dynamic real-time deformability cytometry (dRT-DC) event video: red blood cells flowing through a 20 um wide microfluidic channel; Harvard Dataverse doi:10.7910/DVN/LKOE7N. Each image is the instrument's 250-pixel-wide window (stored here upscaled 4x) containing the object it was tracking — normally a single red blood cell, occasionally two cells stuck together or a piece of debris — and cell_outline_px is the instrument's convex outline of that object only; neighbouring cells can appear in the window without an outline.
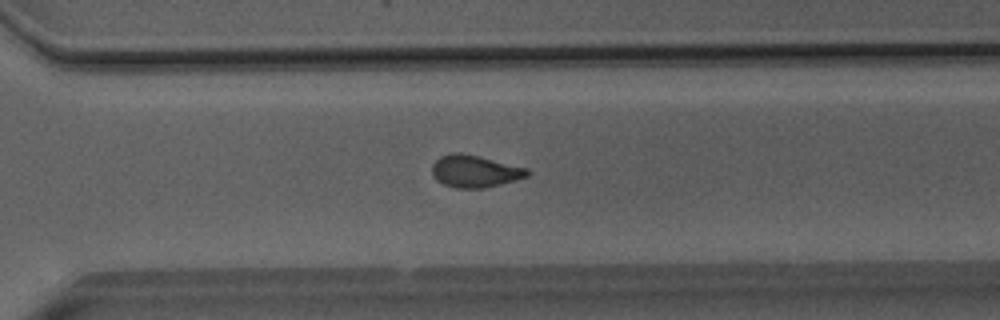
{"species": "Egyptian fruit bat (a non-hibernating species)", "species_latin": "Rousettus aegyptiacus", "temperature_condition": "room temperature", "stored_images_in_passage": 49, "camera_frame_rate_fps": 3000, "um_per_image_px": 0.085, "animal": {"sex": "male"}, "frame": {"image": 1, "passage_image": 35, "time_ms": 11.333, "image_size_px": [1000, 320], "cell_outline_px": [[532, 172], [528, 176], [516, 180], [484, 188], [456, 188], [444, 184], [436, 180], [432, 176], [432, 164], [440, 156], [452, 152], [460, 152], [480, 156], [528, 168]], "centroid_in_image_um": [40.36, 14.54], "position_along_channel_um": 330.2, "area_um2": 18.09}}
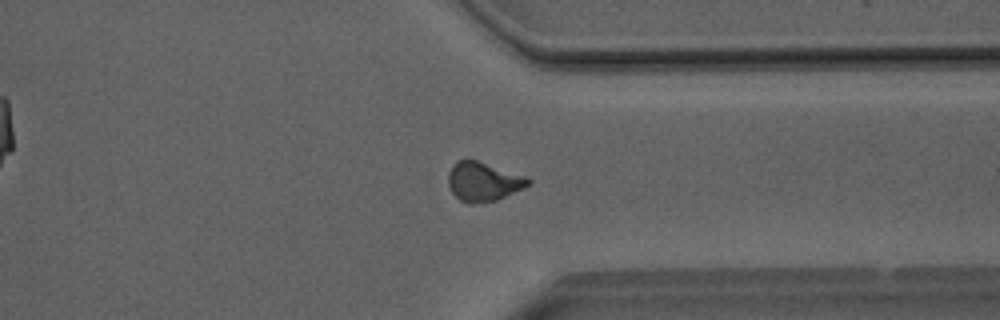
{"frame": {"image": 2, "passage_image": 38, "time_ms": 12.333, "image_size_px": [1000, 320], "cell_outline_px": [[532, 184], [496, 200], [472, 204], [468, 204], [460, 200], [452, 192], [448, 184], [448, 172], [452, 164], [456, 160], [476, 160], [528, 176], [532, 180]], "centroid_in_image_um": [41.09, 15.43], "position_along_channel_um": 370.3, "area_um2": 18.38}}
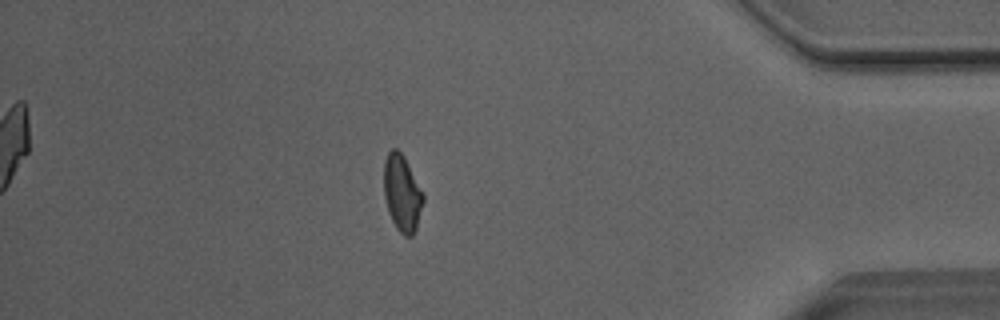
{"frame": {"image": 3, "passage_image": 43, "time_ms": 14.0, "image_size_px": [1000, 320], "cell_outline_px": [[424, 200], [416, 228], [412, 236], [404, 236], [396, 228], [388, 212], [384, 196], [384, 160], [388, 152], [392, 148], [396, 148], [404, 156], [424, 192]], "centroid_in_image_um": [34.18, 16.4], "position_along_channel_um": 401.0, "area_um2": 17.69}, "authors_computed_cell_mechanics": {"area_um2": 18.1492, "velocity_mm_per_s": 4.0833, "shape_relaxation_time_tau1_ms": 9.9213, "shape_relaxation_time_tau2_ms": 1.7229, "deformation_change_tau1": 0.1625, "deformation_change_tau2": 0.0759}}